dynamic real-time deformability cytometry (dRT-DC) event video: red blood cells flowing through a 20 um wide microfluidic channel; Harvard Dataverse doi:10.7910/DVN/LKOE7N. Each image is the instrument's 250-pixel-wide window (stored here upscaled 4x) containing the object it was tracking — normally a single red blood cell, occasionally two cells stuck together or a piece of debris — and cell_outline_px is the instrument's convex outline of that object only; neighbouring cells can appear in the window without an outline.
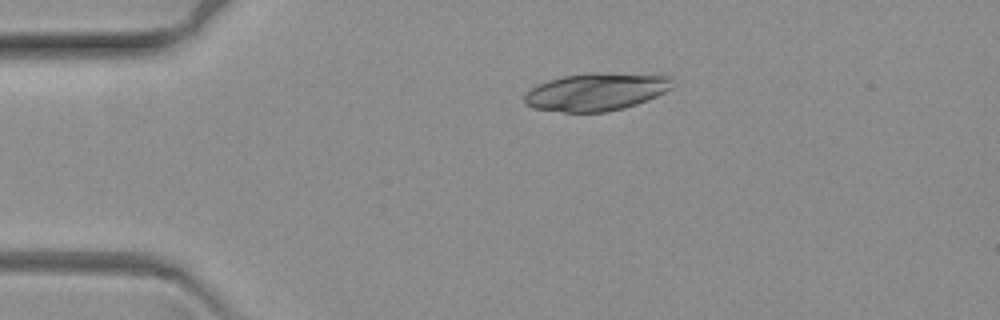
{"species": "common noctule bat (a hibernating species)", "species_latin": "Nyctalus noctula", "temperature_condition": "warm", "stored_images_in_passage": 53, "camera_frame_rate_fps": 3000, "um_per_image_px": 0.085, "animal": {"sex": "female", "body_mass_g": 19.3, "forearm_length_mm": 54.1}, "frame": {"image": 1, "passage_image": 1, "time_ms": 0.0, "image_size_px": [1000, 320], "cell_outline_px": [[672, 88], [656, 96], [636, 104], [624, 108], [608, 112], [564, 112], [532, 108], [524, 104], [524, 96], [532, 88], [548, 80], [564, 76], [588, 72], [660, 72], [672, 76]], "centroid_in_image_um": [50.78, 7.76], "position_along_channel_um": 34.2, "area_um2": 33.41}}